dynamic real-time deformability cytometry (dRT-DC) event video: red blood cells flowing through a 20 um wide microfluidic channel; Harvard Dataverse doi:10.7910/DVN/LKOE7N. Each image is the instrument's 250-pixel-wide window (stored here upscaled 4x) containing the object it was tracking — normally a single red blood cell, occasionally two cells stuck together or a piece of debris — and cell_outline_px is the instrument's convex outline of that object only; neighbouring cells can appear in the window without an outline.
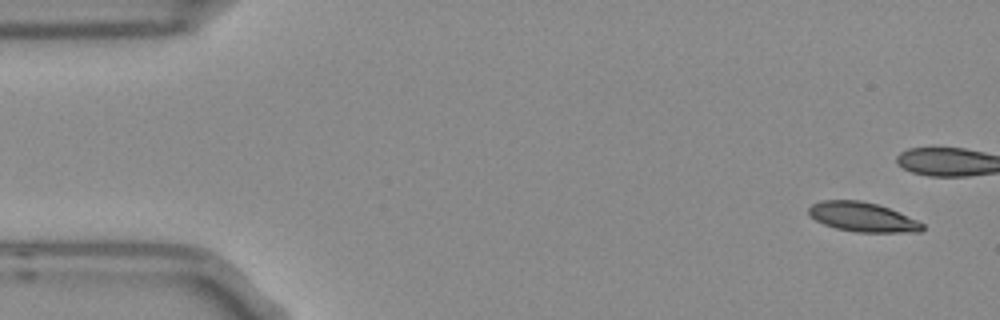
{"species": "Egyptian fruit bat (a non-hibernating species)", "species_latin": "Rousettus aegyptiacus", "temperature_condition": "room temperature", "stored_images_in_passage": 10, "camera_frame_rate_fps": 3000, "um_per_image_px": 0.085, "frame": {"image": 1, "passage_image": 1, "time_ms": 0.0, "image_size_px": [1000, 320], "cell_outline_px": [[924, 228], [920, 232], [856, 232], [836, 228], [824, 224], [808, 216], [808, 208], [812, 204], [820, 200], [860, 200], [876, 204], [888, 208], [916, 220], [924, 224]], "centroid_in_image_um": [73.27, 18.44], "position_along_channel_um": 11.7, "area_um2": 19.42}}